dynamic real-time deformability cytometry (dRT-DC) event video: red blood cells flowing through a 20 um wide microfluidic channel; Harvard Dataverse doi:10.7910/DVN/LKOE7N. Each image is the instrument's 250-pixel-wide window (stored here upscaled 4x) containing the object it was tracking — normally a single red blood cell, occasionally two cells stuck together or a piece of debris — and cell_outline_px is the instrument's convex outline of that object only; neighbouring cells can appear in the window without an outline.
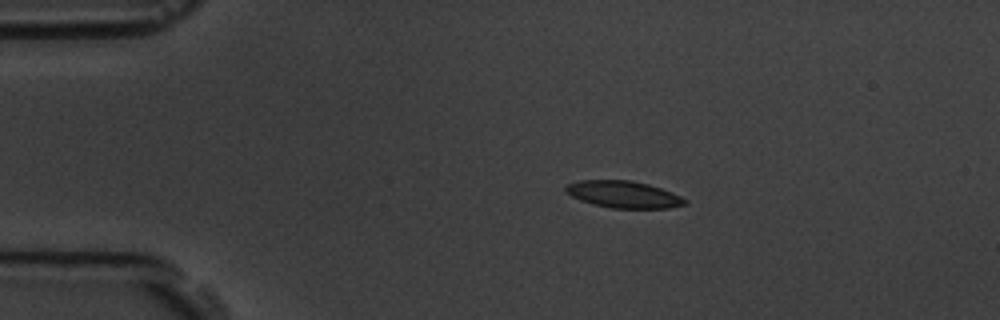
{"species": "common noctule bat (a hibernating species)", "species_latin": "Nyctalus noctula", "temperature_condition": "room temperature", "stored_images_in_passage": 4, "camera_frame_rate_fps": 3000, "um_per_image_px": 0.085, "animal": {"sex": "male", "body_mass_g": 19.5, "forearm_length_mm": 54.6}, "frame": {"image": 1, "passage_image": 2, "time_ms": 1.333, "image_size_px": [1000, 320], "cell_outline_px": [[688, 204], [668, 208], [612, 208], [592, 204], [580, 200], [564, 192], [564, 188], [568, 184], [580, 180], [632, 180], [648, 184], [672, 192], [688, 200]], "centroid_in_image_um": [53.0, 16.52], "position_along_channel_um": 32.0, "area_um2": 18.79}}